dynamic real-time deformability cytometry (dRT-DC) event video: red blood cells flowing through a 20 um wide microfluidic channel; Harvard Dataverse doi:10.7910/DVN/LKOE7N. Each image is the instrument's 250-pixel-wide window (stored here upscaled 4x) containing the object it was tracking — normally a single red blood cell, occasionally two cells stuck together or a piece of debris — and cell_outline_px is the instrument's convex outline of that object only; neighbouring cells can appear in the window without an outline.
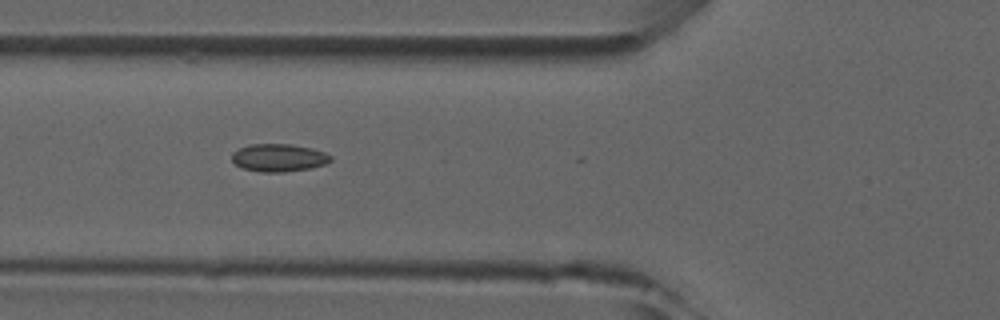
{"species": "common noctule bat (a hibernating species)", "species_latin": "Nyctalus noctula", "temperature_condition": "room temperature", "stored_images_in_passage": 45, "camera_frame_rate_fps": 3000, "um_per_image_px": 0.085, "animal": {"sex": "male", "forearm_length_mm": 52.5}, "frame": {"image": 1, "passage_image": 14, "time_ms": 4.333, "image_size_px": [1000, 320], "cell_outline_px": [[332, 160], [324, 164], [312, 168], [284, 172], [260, 172], [244, 168], [236, 164], [232, 160], [232, 152], [240, 148], [252, 144], [288, 144], [312, 148], [324, 152], [332, 156]], "centroid_in_image_um": [23.71, 13.41], "position_along_channel_um": 102.1, "area_um2": 15.9}}